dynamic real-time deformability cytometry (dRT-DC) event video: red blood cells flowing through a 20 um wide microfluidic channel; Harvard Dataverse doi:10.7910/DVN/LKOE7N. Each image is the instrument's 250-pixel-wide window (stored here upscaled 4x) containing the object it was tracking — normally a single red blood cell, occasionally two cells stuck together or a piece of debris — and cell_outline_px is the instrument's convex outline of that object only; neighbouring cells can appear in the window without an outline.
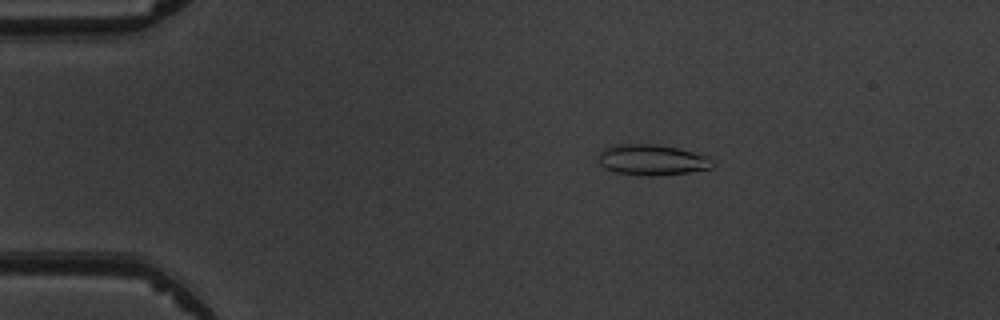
{"species": "common noctule bat (a hibernating species)", "species_latin": "Nyctalus noctula", "temperature_condition": "warm", "stored_images_in_passage": 5, "camera_frame_rate_fps": 3000, "um_per_image_px": 0.085, "animal": {"sex": "male", "body_mass_g": 19.5, "forearm_length_mm": 54.6}, "frame": {"image": 1, "passage_image": 2, "time_ms": 2.0, "image_size_px": [1000, 320], "cell_outline_px": [[712, 168], [688, 172], [652, 176], [648, 176], [616, 172], [604, 168], [600, 164], [600, 152], [604, 148], [620, 144], [656, 144], [676, 148], [708, 156], [712, 164]], "centroid_in_image_um": [55.4, 13.59], "position_along_channel_um": 29.6, "area_um2": 20.06}}
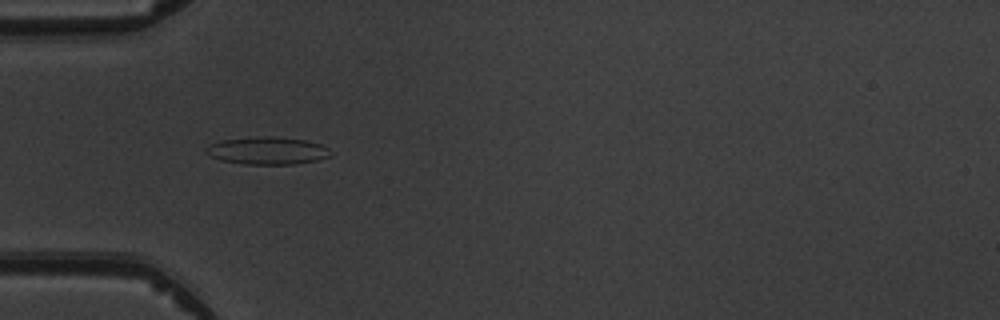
{"frame": {"image": 2, "passage_image": 4, "time_ms": 4.333, "image_size_px": [1000, 320], "cell_outline_px": [[332, 156], [316, 160], [296, 164], [244, 164], [220, 160], [204, 152], [204, 148], [220, 140], [268, 136], [272, 136], [304, 140], [320, 144], [328, 148]], "centroid_in_image_um": [22.72, 12.81], "position_along_channel_um": 62.3, "area_um2": 19.83}}